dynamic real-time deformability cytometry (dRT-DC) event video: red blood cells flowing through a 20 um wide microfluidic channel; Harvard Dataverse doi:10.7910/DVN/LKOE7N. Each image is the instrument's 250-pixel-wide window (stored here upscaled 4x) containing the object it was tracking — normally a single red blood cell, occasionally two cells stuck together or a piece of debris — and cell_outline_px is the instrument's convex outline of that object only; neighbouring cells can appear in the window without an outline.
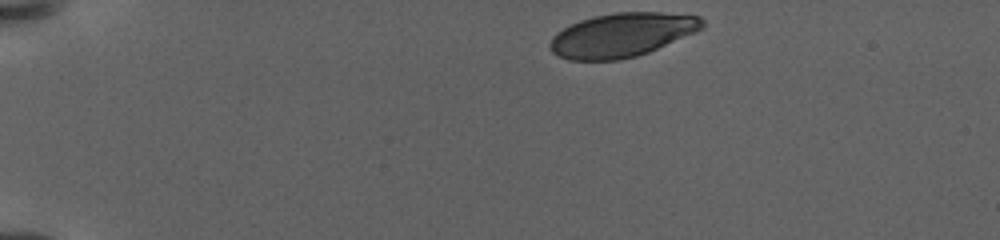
{"species": "human", "species_latin": "Homo sapiens", "temperature_condition": "warm", "stored_images_in_passage": 32, "camera_frame_rate_fps": 3000, "um_per_image_px": 0.085, "donor": {"sex": "female"}, "frame": {"image": 1, "passage_image": 1, "time_ms": 0.0, "image_size_px": [1000, 240], "cell_outline_px": [[704, 28], [696, 32], [648, 52], [636, 56], [620, 60], [568, 60], [552, 52], [548, 44], [552, 36], [556, 32], [580, 20], [592, 16], [616, 12], [660, 12], [700, 16], [704, 20]], "centroid_in_image_um": [52.86, 2.97], "position_along_channel_um": 32.1, "area_um2": 39.07}}
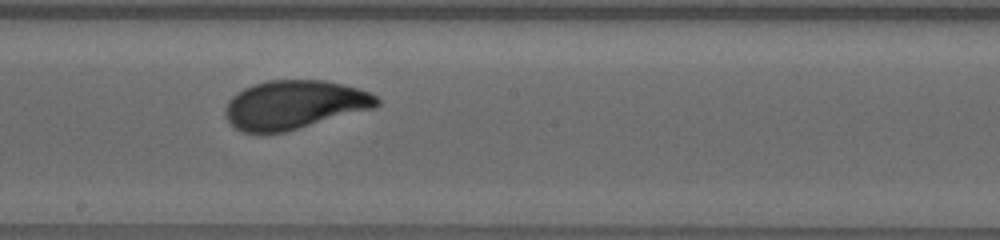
{"frame": {"image": 2, "passage_image": 16, "time_ms": 9.667, "image_size_px": [1000, 240], "cell_outline_px": [[380, 104], [376, 108], [284, 132], [240, 132], [224, 116], [224, 108], [228, 100], [236, 92], [244, 88], [268, 80], [324, 80], [372, 92], [380, 100]], "centroid_in_image_um": [25.02, 8.9], "position_along_channel_um": 223.2, "area_um2": 43.06}}
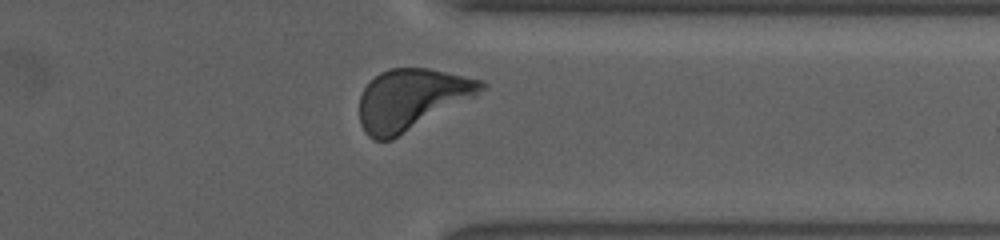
{"frame": {"image": 3, "passage_image": 28, "time_ms": 15.0, "image_size_px": [1000, 240], "cell_outline_px": [[488, 84], [476, 96], [392, 140], [376, 140], [368, 136], [364, 132], [360, 124], [360, 96], [364, 88], [380, 72], [388, 68], [428, 68], [484, 80]], "centroid_in_image_um": [34.98, 8.44], "position_along_channel_um": 376.4, "area_um2": 43.23}, "authors_computed_cell_mechanics": {"area_um2": 42.5119, "velocity_mm_per_s": 2.8863, "shape_relaxation_time_tau1_ms": 3.9723, "shape_relaxation_time_tau2_ms": null, "deformation_change_tau1": 0.1483, "deformation_change_tau2": null}}